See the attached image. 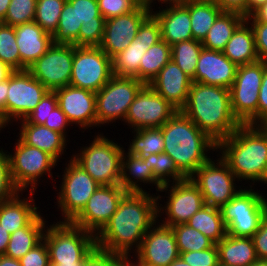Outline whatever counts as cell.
Here are the masks:
<instances>
[{"label": "cell", "mask_w": 267, "mask_h": 266, "mask_svg": "<svg viewBox=\"0 0 267 266\" xmlns=\"http://www.w3.org/2000/svg\"><path fill=\"white\" fill-rule=\"evenodd\" d=\"M162 196L148 192H128L117 211L95 236L98 249L130 258L139 250L144 235L157 223L158 201Z\"/></svg>", "instance_id": "cell-1"}, {"label": "cell", "mask_w": 267, "mask_h": 266, "mask_svg": "<svg viewBox=\"0 0 267 266\" xmlns=\"http://www.w3.org/2000/svg\"><path fill=\"white\" fill-rule=\"evenodd\" d=\"M181 111L217 143L242 125L233 115L230 89L221 86L193 82Z\"/></svg>", "instance_id": "cell-2"}, {"label": "cell", "mask_w": 267, "mask_h": 266, "mask_svg": "<svg viewBox=\"0 0 267 266\" xmlns=\"http://www.w3.org/2000/svg\"><path fill=\"white\" fill-rule=\"evenodd\" d=\"M217 149L239 181L267 184V130L262 125L242 124Z\"/></svg>", "instance_id": "cell-3"}, {"label": "cell", "mask_w": 267, "mask_h": 266, "mask_svg": "<svg viewBox=\"0 0 267 266\" xmlns=\"http://www.w3.org/2000/svg\"><path fill=\"white\" fill-rule=\"evenodd\" d=\"M160 129L163 133L164 150L177 168L189 178L217 152V142L200 130L181 110H178ZM209 156V157H208Z\"/></svg>", "instance_id": "cell-4"}, {"label": "cell", "mask_w": 267, "mask_h": 266, "mask_svg": "<svg viewBox=\"0 0 267 266\" xmlns=\"http://www.w3.org/2000/svg\"><path fill=\"white\" fill-rule=\"evenodd\" d=\"M54 223L46 226L43 234L50 266H83L97 249L95 235L71 222Z\"/></svg>", "instance_id": "cell-5"}, {"label": "cell", "mask_w": 267, "mask_h": 266, "mask_svg": "<svg viewBox=\"0 0 267 266\" xmlns=\"http://www.w3.org/2000/svg\"><path fill=\"white\" fill-rule=\"evenodd\" d=\"M89 146L71 156L98 184L120 183L124 147L108 137L98 134Z\"/></svg>", "instance_id": "cell-6"}, {"label": "cell", "mask_w": 267, "mask_h": 266, "mask_svg": "<svg viewBox=\"0 0 267 266\" xmlns=\"http://www.w3.org/2000/svg\"><path fill=\"white\" fill-rule=\"evenodd\" d=\"M248 187L242 189L221 208V215L228 235L234 237L252 236L257 232L263 217L267 214L265 195Z\"/></svg>", "instance_id": "cell-7"}, {"label": "cell", "mask_w": 267, "mask_h": 266, "mask_svg": "<svg viewBox=\"0 0 267 266\" xmlns=\"http://www.w3.org/2000/svg\"><path fill=\"white\" fill-rule=\"evenodd\" d=\"M265 61L238 66L230 87L233 115L241 124L257 125L258 93L264 75Z\"/></svg>", "instance_id": "cell-8"}, {"label": "cell", "mask_w": 267, "mask_h": 266, "mask_svg": "<svg viewBox=\"0 0 267 266\" xmlns=\"http://www.w3.org/2000/svg\"><path fill=\"white\" fill-rule=\"evenodd\" d=\"M145 85L144 82L134 77L113 75L96 92L97 126L101 127L110 122H116L115 120H122L124 122L131 103Z\"/></svg>", "instance_id": "cell-9"}, {"label": "cell", "mask_w": 267, "mask_h": 266, "mask_svg": "<svg viewBox=\"0 0 267 266\" xmlns=\"http://www.w3.org/2000/svg\"><path fill=\"white\" fill-rule=\"evenodd\" d=\"M14 153L9 157L11 178L20 192L36 190L39 178L48 174L52 178V168L57 166V160L41 149L25 144L20 138L15 144Z\"/></svg>", "instance_id": "cell-10"}, {"label": "cell", "mask_w": 267, "mask_h": 266, "mask_svg": "<svg viewBox=\"0 0 267 266\" xmlns=\"http://www.w3.org/2000/svg\"><path fill=\"white\" fill-rule=\"evenodd\" d=\"M189 178L200 190L204 203L212 207L221 208L242 189L235 186L239 180L221 156L208 160Z\"/></svg>", "instance_id": "cell-11"}, {"label": "cell", "mask_w": 267, "mask_h": 266, "mask_svg": "<svg viewBox=\"0 0 267 266\" xmlns=\"http://www.w3.org/2000/svg\"><path fill=\"white\" fill-rule=\"evenodd\" d=\"M62 175L59 194L57 193L58 209L62 212L63 221L72 222L84 209L88 199L98 189V184L79 164L70 158Z\"/></svg>", "instance_id": "cell-12"}, {"label": "cell", "mask_w": 267, "mask_h": 266, "mask_svg": "<svg viewBox=\"0 0 267 266\" xmlns=\"http://www.w3.org/2000/svg\"><path fill=\"white\" fill-rule=\"evenodd\" d=\"M112 76V59L99 46H74L69 85L98 92Z\"/></svg>", "instance_id": "cell-13"}, {"label": "cell", "mask_w": 267, "mask_h": 266, "mask_svg": "<svg viewBox=\"0 0 267 266\" xmlns=\"http://www.w3.org/2000/svg\"><path fill=\"white\" fill-rule=\"evenodd\" d=\"M168 188L170 190L168 192V196H166V198H168L165 204L166 206L164 205L161 207L162 204L158 202L157 207L158 217H161L165 212V221L164 219H161V221L162 224L166 226L171 227L178 224H185L197 211L202 208L203 205H205L200 190L190 178L163 185L159 191H165L167 193Z\"/></svg>", "instance_id": "cell-14"}, {"label": "cell", "mask_w": 267, "mask_h": 266, "mask_svg": "<svg viewBox=\"0 0 267 266\" xmlns=\"http://www.w3.org/2000/svg\"><path fill=\"white\" fill-rule=\"evenodd\" d=\"M74 45L52 44L27 70L49 91L70 84Z\"/></svg>", "instance_id": "cell-15"}, {"label": "cell", "mask_w": 267, "mask_h": 266, "mask_svg": "<svg viewBox=\"0 0 267 266\" xmlns=\"http://www.w3.org/2000/svg\"><path fill=\"white\" fill-rule=\"evenodd\" d=\"M161 40L159 21L151 13L140 25L135 39L125 50L112 58L113 75L120 77H134L139 80V65L144 53Z\"/></svg>", "instance_id": "cell-16"}, {"label": "cell", "mask_w": 267, "mask_h": 266, "mask_svg": "<svg viewBox=\"0 0 267 266\" xmlns=\"http://www.w3.org/2000/svg\"><path fill=\"white\" fill-rule=\"evenodd\" d=\"M127 193L119 184L100 185L71 223L96 236L117 211L120 201Z\"/></svg>", "instance_id": "cell-17"}, {"label": "cell", "mask_w": 267, "mask_h": 266, "mask_svg": "<svg viewBox=\"0 0 267 266\" xmlns=\"http://www.w3.org/2000/svg\"><path fill=\"white\" fill-rule=\"evenodd\" d=\"M178 110L146 84L131 103L124 120L132 130L160 128Z\"/></svg>", "instance_id": "cell-18"}, {"label": "cell", "mask_w": 267, "mask_h": 266, "mask_svg": "<svg viewBox=\"0 0 267 266\" xmlns=\"http://www.w3.org/2000/svg\"><path fill=\"white\" fill-rule=\"evenodd\" d=\"M48 91L28 70H15L9 77L6 97L8 118L12 122L25 119Z\"/></svg>", "instance_id": "cell-19"}, {"label": "cell", "mask_w": 267, "mask_h": 266, "mask_svg": "<svg viewBox=\"0 0 267 266\" xmlns=\"http://www.w3.org/2000/svg\"><path fill=\"white\" fill-rule=\"evenodd\" d=\"M157 224L144 235L135 253L137 260L131 261L135 266H169L180 256L172 228L160 221Z\"/></svg>", "instance_id": "cell-20"}, {"label": "cell", "mask_w": 267, "mask_h": 266, "mask_svg": "<svg viewBox=\"0 0 267 266\" xmlns=\"http://www.w3.org/2000/svg\"><path fill=\"white\" fill-rule=\"evenodd\" d=\"M151 11L142 4L137 10L105 21L103 39L99 47L112 59L126 49Z\"/></svg>", "instance_id": "cell-21"}, {"label": "cell", "mask_w": 267, "mask_h": 266, "mask_svg": "<svg viewBox=\"0 0 267 266\" xmlns=\"http://www.w3.org/2000/svg\"><path fill=\"white\" fill-rule=\"evenodd\" d=\"M58 106L66 114L71 125L82 129L97 127L96 92L71 85L56 89Z\"/></svg>", "instance_id": "cell-22"}, {"label": "cell", "mask_w": 267, "mask_h": 266, "mask_svg": "<svg viewBox=\"0 0 267 266\" xmlns=\"http://www.w3.org/2000/svg\"><path fill=\"white\" fill-rule=\"evenodd\" d=\"M237 66L222 51L202 48L193 82L230 89L236 76Z\"/></svg>", "instance_id": "cell-23"}, {"label": "cell", "mask_w": 267, "mask_h": 266, "mask_svg": "<svg viewBox=\"0 0 267 266\" xmlns=\"http://www.w3.org/2000/svg\"><path fill=\"white\" fill-rule=\"evenodd\" d=\"M192 83V78L171 59L148 85L177 110H181L186 105Z\"/></svg>", "instance_id": "cell-24"}, {"label": "cell", "mask_w": 267, "mask_h": 266, "mask_svg": "<svg viewBox=\"0 0 267 266\" xmlns=\"http://www.w3.org/2000/svg\"><path fill=\"white\" fill-rule=\"evenodd\" d=\"M16 42L20 54V70H27L53 44L50 33L43 30L35 21L17 25Z\"/></svg>", "instance_id": "cell-25"}, {"label": "cell", "mask_w": 267, "mask_h": 266, "mask_svg": "<svg viewBox=\"0 0 267 266\" xmlns=\"http://www.w3.org/2000/svg\"><path fill=\"white\" fill-rule=\"evenodd\" d=\"M164 6L166 8L163 10L151 12L159 21L161 39L170 46L181 41L193 39L188 7L185 4H166Z\"/></svg>", "instance_id": "cell-26"}, {"label": "cell", "mask_w": 267, "mask_h": 266, "mask_svg": "<svg viewBox=\"0 0 267 266\" xmlns=\"http://www.w3.org/2000/svg\"><path fill=\"white\" fill-rule=\"evenodd\" d=\"M76 7L79 24V46H99L106 19L100 14L97 0H68Z\"/></svg>", "instance_id": "cell-27"}, {"label": "cell", "mask_w": 267, "mask_h": 266, "mask_svg": "<svg viewBox=\"0 0 267 266\" xmlns=\"http://www.w3.org/2000/svg\"><path fill=\"white\" fill-rule=\"evenodd\" d=\"M19 138L27 145L41 149L53 156L58 162L60 155L66 152V139L61 133L53 131L44 125L28 123L25 119L19 120ZM65 150V151H64Z\"/></svg>", "instance_id": "cell-28"}, {"label": "cell", "mask_w": 267, "mask_h": 266, "mask_svg": "<svg viewBox=\"0 0 267 266\" xmlns=\"http://www.w3.org/2000/svg\"><path fill=\"white\" fill-rule=\"evenodd\" d=\"M20 193L22 196L19 191L11 199L0 203V225L10 234L27 226L40 213L32 197L35 192L29 193V199H21Z\"/></svg>", "instance_id": "cell-29"}, {"label": "cell", "mask_w": 267, "mask_h": 266, "mask_svg": "<svg viewBox=\"0 0 267 266\" xmlns=\"http://www.w3.org/2000/svg\"><path fill=\"white\" fill-rule=\"evenodd\" d=\"M134 178V179H133ZM137 179V180H136ZM154 184L159 192L163 186L153 175L151 166L145 162L143 156L132 154L124 150L122 155L121 179L119 185L127 192H146L141 183Z\"/></svg>", "instance_id": "cell-30"}, {"label": "cell", "mask_w": 267, "mask_h": 266, "mask_svg": "<svg viewBox=\"0 0 267 266\" xmlns=\"http://www.w3.org/2000/svg\"><path fill=\"white\" fill-rule=\"evenodd\" d=\"M222 52L237 67L260 60L256 52L253 28L246 19L236 28Z\"/></svg>", "instance_id": "cell-31"}, {"label": "cell", "mask_w": 267, "mask_h": 266, "mask_svg": "<svg viewBox=\"0 0 267 266\" xmlns=\"http://www.w3.org/2000/svg\"><path fill=\"white\" fill-rule=\"evenodd\" d=\"M219 262L228 266H250L258 260L252 238L226 235L217 244Z\"/></svg>", "instance_id": "cell-32"}, {"label": "cell", "mask_w": 267, "mask_h": 266, "mask_svg": "<svg viewBox=\"0 0 267 266\" xmlns=\"http://www.w3.org/2000/svg\"><path fill=\"white\" fill-rule=\"evenodd\" d=\"M45 219L39 213L27 226L10 234L5 256L20 259L43 240Z\"/></svg>", "instance_id": "cell-33"}, {"label": "cell", "mask_w": 267, "mask_h": 266, "mask_svg": "<svg viewBox=\"0 0 267 266\" xmlns=\"http://www.w3.org/2000/svg\"><path fill=\"white\" fill-rule=\"evenodd\" d=\"M245 19L246 17L240 13L223 11L203 39L202 46L210 50L223 51L236 28Z\"/></svg>", "instance_id": "cell-34"}, {"label": "cell", "mask_w": 267, "mask_h": 266, "mask_svg": "<svg viewBox=\"0 0 267 266\" xmlns=\"http://www.w3.org/2000/svg\"><path fill=\"white\" fill-rule=\"evenodd\" d=\"M185 5L189 9L193 39L202 42L223 10L211 0H190Z\"/></svg>", "instance_id": "cell-35"}, {"label": "cell", "mask_w": 267, "mask_h": 266, "mask_svg": "<svg viewBox=\"0 0 267 266\" xmlns=\"http://www.w3.org/2000/svg\"><path fill=\"white\" fill-rule=\"evenodd\" d=\"M186 224L200 231L215 244L227 235L220 208L210 205H203Z\"/></svg>", "instance_id": "cell-36"}, {"label": "cell", "mask_w": 267, "mask_h": 266, "mask_svg": "<svg viewBox=\"0 0 267 266\" xmlns=\"http://www.w3.org/2000/svg\"><path fill=\"white\" fill-rule=\"evenodd\" d=\"M171 60V46L164 40L152 45L139 65V80L149 84Z\"/></svg>", "instance_id": "cell-37"}, {"label": "cell", "mask_w": 267, "mask_h": 266, "mask_svg": "<svg viewBox=\"0 0 267 266\" xmlns=\"http://www.w3.org/2000/svg\"><path fill=\"white\" fill-rule=\"evenodd\" d=\"M82 24H79L76 15V7L66 0L60 14L56 32L52 35L54 44H70L79 46V31Z\"/></svg>", "instance_id": "cell-38"}, {"label": "cell", "mask_w": 267, "mask_h": 266, "mask_svg": "<svg viewBox=\"0 0 267 266\" xmlns=\"http://www.w3.org/2000/svg\"><path fill=\"white\" fill-rule=\"evenodd\" d=\"M135 135L128 147V152L139 156L160 154L164 150L163 133L160 128H143L132 131Z\"/></svg>", "instance_id": "cell-39"}, {"label": "cell", "mask_w": 267, "mask_h": 266, "mask_svg": "<svg viewBox=\"0 0 267 266\" xmlns=\"http://www.w3.org/2000/svg\"><path fill=\"white\" fill-rule=\"evenodd\" d=\"M202 42L195 39L181 41L171 46V59L190 78L195 76Z\"/></svg>", "instance_id": "cell-40"}, {"label": "cell", "mask_w": 267, "mask_h": 266, "mask_svg": "<svg viewBox=\"0 0 267 266\" xmlns=\"http://www.w3.org/2000/svg\"><path fill=\"white\" fill-rule=\"evenodd\" d=\"M145 162L151 166L154 177L162 184L179 182L187 177L177 168L174 160L166 153L151 154L143 157ZM173 180H171V179Z\"/></svg>", "instance_id": "cell-41"}, {"label": "cell", "mask_w": 267, "mask_h": 266, "mask_svg": "<svg viewBox=\"0 0 267 266\" xmlns=\"http://www.w3.org/2000/svg\"><path fill=\"white\" fill-rule=\"evenodd\" d=\"M179 253L200 251L211 248L215 243L200 231L185 224L171 226Z\"/></svg>", "instance_id": "cell-42"}, {"label": "cell", "mask_w": 267, "mask_h": 266, "mask_svg": "<svg viewBox=\"0 0 267 266\" xmlns=\"http://www.w3.org/2000/svg\"><path fill=\"white\" fill-rule=\"evenodd\" d=\"M66 0H37L34 21L47 33L53 35Z\"/></svg>", "instance_id": "cell-43"}, {"label": "cell", "mask_w": 267, "mask_h": 266, "mask_svg": "<svg viewBox=\"0 0 267 266\" xmlns=\"http://www.w3.org/2000/svg\"><path fill=\"white\" fill-rule=\"evenodd\" d=\"M0 60L13 70H20V54L13 26L4 24L0 28Z\"/></svg>", "instance_id": "cell-44"}, {"label": "cell", "mask_w": 267, "mask_h": 266, "mask_svg": "<svg viewBox=\"0 0 267 266\" xmlns=\"http://www.w3.org/2000/svg\"><path fill=\"white\" fill-rule=\"evenodd\" d=\"M37 0H11L5 15V24L17 26L33 22Z\"/></svg>", "instance_id": "cell-45"}, {"label": "cell", "mask_w": 267, "mask_h": 266, "mask_svg": "<svg viewBox=\"0 0 267 266\" xmlns=\"http://www.w3.org/2000/svg\"><path fill=\"white\" fill-rule=\"evenodd\" d=\"M100 14L109 19L137 10L142 0H97Z\"/></svg>", "instance_id": "cell-46"}, {"label": "cell", "mask_w": 267, "mask_h": 266, "mask_svg": "<svg viewBox=\"0 0 267 266\" xmlns=\"http://www.w3.org/2000/svg\"><path fill=\"white\" fill-rule=\"evenodd\" d=\"M9 153L1 148L0 150V203H3L12 197H14L19 190L14 185L11 173H10V164Z\"/></svg>", "instance_id": "cell-47"}, {"label": "cell", "mask_w": 267, "mask_h": 266, "mask_svg": "<svg viewBox=\"0 0 267 266\" xmlns=\"http://www.w3.org/2000/svg\"><path fill=\"white\" fill-rule=\"evenodd\" d=\"M58 106L57 97L54 91H48L37 106L26 116L28 123L43 125L53 111Z\"/></svg>", "instance_id": "cell-48"}, {"label": "cell", "mask_w": 267, "mask_h": 266, "mask_svg": "<svg viewBox=\"0 0 267 266\" xmlns=\"http://www.w3.org/2000/svg\"><path fill=\"white\" fill-rule=\"evenodd\" d=\"M180 257L190 266H217L219 262L216 244L206 250L180 253Z\"/></svg>", "instance_id": "cell-49"}, {"label": "cell", "mask_w": 267, "mask_h": 266, "mask_svg": "<svg viewBox=\"0 0 267 266\" xmlns=\"http://www.w3.org/2000/svg\"><path fill=\"white\" fill-rule=\"evenodd\" d=\"M131 259L125 256L96 249L84 262L83 266H130Z\"/></svg>", "instance_id": "cell-50"}, {"label": "cell", "mask_w": 267, "mask_h": 266, "mask_svg": "<svg viewBox=\"0 0 267 266\" xmlns=\"http://www.w3.org/2000/svg\"><path fill=\"white\" fill-rule=\"evenodd\" d=\"M19 260L21 266H50L47 244L42 240Z\"/></svg>", "instance_id": "cell-51"}, {"label": "cell", "mask_w": 267, "mask_h": 266, "mask_svg": "<svg viewBox=\"0 0 267 266\" xmlns=\"http://www.w3.org/2000/svg\"><path fill=\"white\" fill-rule=\"evenodd\" d=\"M255 35V47L258 58L267 62V22H248Z\"/></svg>", "instance_id": "cell-52"}, {"label": "cell", "mask_w": 267, "mask_h": 266, "mask_svg": "<svg viewBox=\"0 0 267 266\" xmlns=\"http://www.w3.org/2000/svg\"><path fill=\"white\" fill-rule=\"evenodd\" d=\"M43 125L53 131L61 133L65 138H67L66 129L71 125V123L67 119L66 114L59 108V106H57L53 111H51L50 116L46 119Z\"/></svg>", "instance_id": "cell-53"}, {"label": "cell", "mask_w": 267, "mask_h": 266, "mask_svg": "<svg viewBox=\"0 0 267 266\" xmlns=\"http://www.w3.org/2000/svg\"><path fill=\"white\" fill-rule=\"evenodd\" d=\"M252 239L258 259L267 260V214L263 217L259 229Z\"/></svg>", "instance_id": "cell-54"}, {"label": "cell", "mask_w": 267, "mask_h": 266, "mask_svg": "<svg viewBox=\"0 0 267 266\" xmlns=\"http://www.w3.org/2000/svg\"><path fill=\"white\" fill-rule=\"evenodd\" d=\"M267 120V62H265L264 75L258 93L257 125H262Z\"/></svg>", "instance_id": "cell-55"}, {"label": "cell", "mask_w": 267, "mask_h": 266, "mask_svg": "<svg viewBox=\"0 0 267 266\" xmlns=\"http://www.w3.org/2000/svg\"><path fill=\"white\" fill-rule=\"evenodd\" d=\"M220 9L227 12H237L248 16V0H211Z\"/></svg>", "instance_id": "cell-56"}, {"label": "cell", "mask_w": 267, "mask_h": 266, "mask_svg": "<svg viewBox=\"0 0 267 266\" xmlns=\"http://www.w3.org/2000/svg\"><path fill=\"white\" fill-rule=\"evenodd\" d=\"M8 87L9 78L0 83V132L2 128L4 129L10 122L12 123L6 112V97L8 93Z\"/></svg>", "instance_id": "cell-57"}, {"label": "cell", "mask_w": 267, "mask_h": 266, "mask_svg": "<svg viewBox=\"0 0 267 266\" xmlns=\"http://www.w3.org/2000/svg\"><path fill=\"white\" fill-rule=\"evenodd\" d=\"M248 22H267V3L260 5L249 16H246Z\"/></svg>", "instance_id": "cell-58"}, {"label": "cell", "mask_w": 267, "mask_h": 266, "mask_svg": "<svg viewBox=\"0 0 267 266\" xmlns=\"http://www.w3.org/2000/svg\"><path fill=\"white\" fill-rule=\"evenodd\" d=\"M10 233L0 225V255H4L9 243Z\"/></svg>", "instance_id": "cell-59"}, {"label": "cell", "mask_w": 267, "mask_h": 266, "mask_svg": "<svg viewBox=\"0 0 267 266\" xmlns=\"http://www.w3.org/2000/svg\"><path fill=\"white\" fill-rule=\"evenodd\" d=\"M156 1V0H144L143 4L152 12L154 9H152V7L154 5H152V3ZM158 2H160L161 4L163 3H167L169 5H177V4H185L187 2V0H157Z\"/></svg>", "instance_id": "cell-60"}, {"label": "cell", "mask_w": 267, "mask_h": 266, "mask_svg": "<svg viewBox=\"0 0 267 266\" xmlns=\"http://www.w3.org/2000/svg\"><path fill=\"white\" fill-rule=\"evenodd\" d=\"M14 71L9 65L0 60V83L7 80Z\"/></svg>", "instance_id": "cell-61"}, {"label": "cell", "mask_w": 267, "mask_h": 266, "mask_svg": "<svg viewBox=\"0 0 267 266\" xmlns=\"http://www.w3.org/2000/svg\"><path fill=\"white\" fill-rule=\"evenodd\" d=\"M0 266H21L20 260L0 255Z\"/></svg>", "instance_id": "cell-62"}, {"label": "cell", "mask_w": 267, "mask_h": 266, "mask_svg": "<svg viewBox=\"0 0 267 266\" xmlns=\"http://www.w3.org/2000/svg\"><path fill=\"white\" fill-rule=\"evenodd\" d=\"M264 3H267V0H248V16Z\"/></svg>", "instance_id": "cell-63"}, {"label": "cell", "mask_w": 267, "mask_h": 266, "mask_svg": "<svg viewBox=\"0 0 267 266\" xmlns=\"http://www.w3.org/2000/svg\"><path fill=\"white\" fill-rule=\"evenodd\" d=\"M10 2L11 0H0V16H2L4 19Z\"/></svg>", "instance_id": "cell-64"}, {"label": "cell", "mask_w": 267, "mask_h": 266, "mask_svg": "<svg viewBox=\"0 0 267 266\" xmlns=\"http://www.w3.org/2000/svg\"><path fill=\"white\" fill-rule=\"evenodd\" d=\"M169 266H190L186 263L180 256L176 258L173 262L170 263Z\"/></svg>", "instance_id": "cell-65"}, {"label": "cell", "mask_w": 267, "mask_h": 266, "mask_svg": "<svg viewBox=\"0 0 267 266\" xmlns=\"http://www.w3.org/2000/svg\"><path fill=\"white\" fill-rule=\"evenodd\" d=\"M250 266H267V260L258 259Z\"/></svg>", "instance_id": "cell-66"}, {"label": "cell", "mask_w": 267, "mask_h": 266, "mask_svg": "<svg viewBox=\"0 0 267 266\" xmlns=\"http://www.w3.org/2000/svg\"><path fill=\"white\" fill-rule=\"evenodd\" d=\"M5 24L4 18L0 16V28Z\"/></svg>", "instance_id": "cell-67"}, {"label": "cell", "mask_w": 267, "mask_h": 266, "mask_svg": "<svg viewBox=\"0 0 267 266\" xmlns=\"http://www.w3.org/2000/svg\"><path fill=\"white\" fill-rule=\"evenodd\" d=\"M262 126L267 130V120L262 124Z\"/></svg>", "instance_id": "cell-68"}, {"label": "cell", "mask_w": 267, "mask_h": 266, "mask_svg": "<svg viewBox=\"0 0 267 266\" xmlns=\"http://www.w3.org/2000/svg\"><path fill=\"white\" fill-rule=\"evenodd\" d=\"M217 266H228V265H225V264L218 262Z\"/></svg>", "instance_id": "cell-69"}]
</instances>
